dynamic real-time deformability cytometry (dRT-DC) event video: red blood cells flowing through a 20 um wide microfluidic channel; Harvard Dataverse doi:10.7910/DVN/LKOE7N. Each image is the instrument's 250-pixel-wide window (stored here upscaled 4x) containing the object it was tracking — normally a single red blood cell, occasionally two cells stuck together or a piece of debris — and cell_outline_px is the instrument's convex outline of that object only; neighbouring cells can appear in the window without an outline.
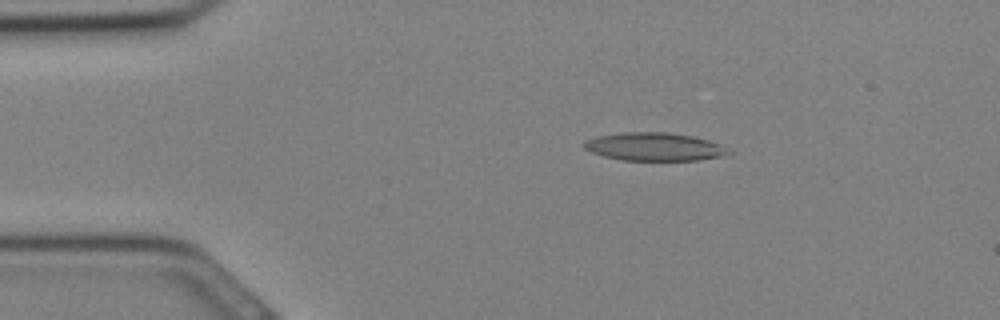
{"species": "Egyptian fruit bat (a non-hibernating species)", "species_latin": "Rousettus aegyptiacus", "temperature_condition": "cold", "stored_images_in_passage": 32, "camera_frame_rate_fps": 3000, "um_per_image_px": 0.085, "animal": {"sex": "female"}, "frame": {"image": 1, "passage_image": 6, "time_ms": 1.667, "image_size_px": [1000, 320], "cell_outline_px": [[736, 152], [732, 156], [696, 160], [620, 160], [604, 156], [592, 152], [584, 148], [580, 144], [584, 140], [596, 136], [624, 132], [668, 132], [692, 136], [708, 140], [720, 144]], "centroid_in_image_um": [55.68, 12.48], "position_along_channel_um": 29.3, "area_um2": 24.16}}
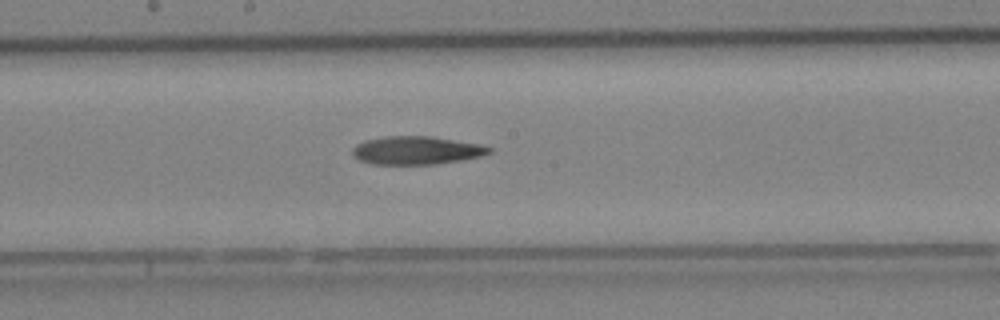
{"frame": {"image": 2, "passage_image": 17, "time_ms": 5.333, "image_size_px": [1000, 320], "cell_outline_px": [[492, 152], [480, 156], [460, 160], [436, 164], [372, 164], [360, 160], [352, 156], [352, 148], [356, 144], [364, 140], [384, 136], [432, 136], [480, 144], [492, 148]], "centroid_in_image_um": [35.37, 12.77], "position_along_channel_um": 212.8, "area_um2": 22.54}}
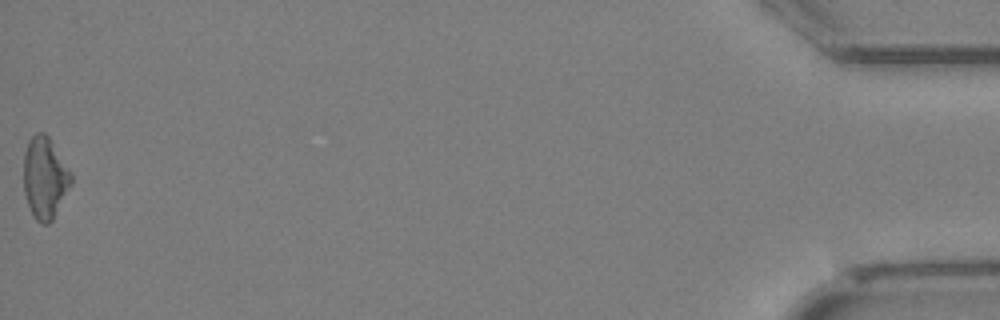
{"frame": {"image": 3, "passage_image": 32, "time_ms": 10.333, "image_size_px": [1000, 320], "cell_outline_px": [[72, 184], [52, 220], [48, 224], [40, 224], [36, 220], [28, 204], [24, 192], [24, 152], [28, 140], [36, 132], [44, 132], [48, 136], [72, 172]], "centroid_in_image_um": [3.82, 15.1], "position_along_channel_um": 431.4, "area_um2": 22.66}}